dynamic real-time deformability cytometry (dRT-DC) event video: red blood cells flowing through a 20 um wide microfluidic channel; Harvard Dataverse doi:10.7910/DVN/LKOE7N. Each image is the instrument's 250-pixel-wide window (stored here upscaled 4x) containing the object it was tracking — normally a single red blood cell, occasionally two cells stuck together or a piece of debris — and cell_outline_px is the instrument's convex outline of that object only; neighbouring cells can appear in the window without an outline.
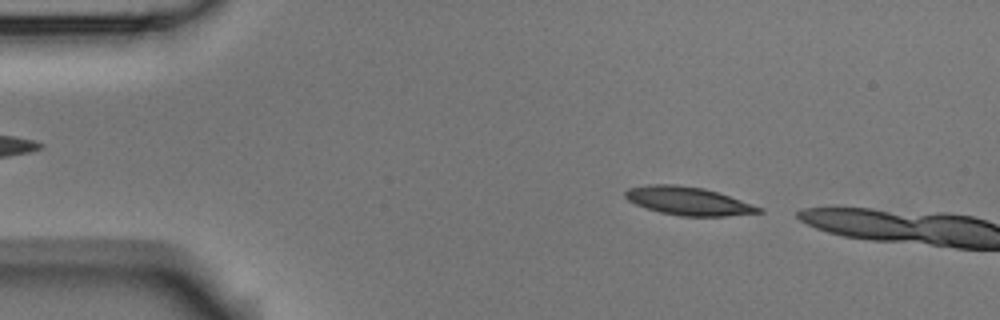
{"species": "Egyptian fruit bat (a non-hibernating species)", "species_latin": "Rousettus aegyptiacus", "temperature_condition": "room temperature", "stored_images_in_passage": 6, "camera_frame_rate_fps": 3000, "um_per_image_px": 0.085, "animal": {"sex": "male"}, "frame": {"image": 1, "passage_image": 3, "time_ms": 0.667, "image_size_px": [1000, 320], "cell_outline_px": [[764, 212], [724, 216], [680, 216], [660, 212], [636, 204], [628, 200], [624, 196], [624, 192], [628, 188], [648, 184], [676, 184], [704, 188], [764, 208]], "centroid_in_image_um": [58.48, 17.08], "position_along_channel_um": 26.5, "area_um2": 21.85}}